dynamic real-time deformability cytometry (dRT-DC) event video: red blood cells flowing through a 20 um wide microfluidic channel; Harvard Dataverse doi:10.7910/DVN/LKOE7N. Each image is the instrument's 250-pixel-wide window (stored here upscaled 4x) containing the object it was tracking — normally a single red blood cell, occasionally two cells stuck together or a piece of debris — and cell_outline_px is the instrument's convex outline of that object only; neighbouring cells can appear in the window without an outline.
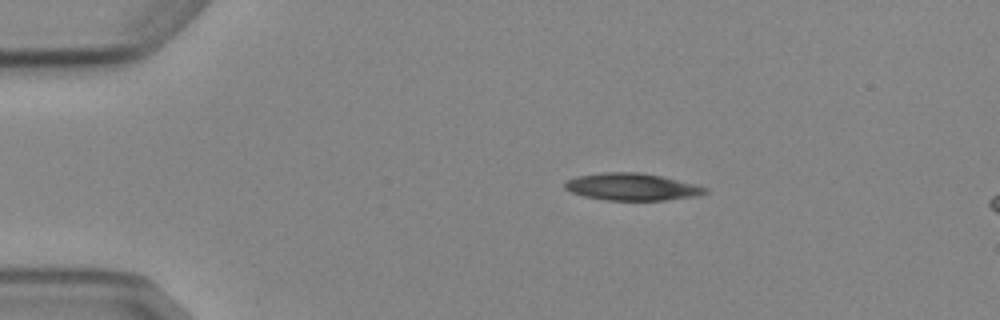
{"species": "Egyptian fruit bat (a non-hibernating species)", "species_latin": "Rousettus aegyptiacus", "temperature_condition": "cold", "stored_images_in_passage": 4, "camera_frame_rate_fps": 3000, "um_per_image_px": 0.085, "animal": {"sex": "female"}, "frame": {"image": 1, "passage_image": 2, "time_ms": 1.0, "image_size_px": [1000, 320], "cell_outline_px": [[708, 192], [700, 196], [664, 200], [604, 200], [584, 196], [572, 192], [564, 188], [564, 184], [568, 180], [576, 176], [604, 172], [640, 172], [660, 176], [708, 188]], "centroid_in_image_um": [53.7, 15.88], "position_along_channel_um": 31.3, "area_um2": 22.08}}